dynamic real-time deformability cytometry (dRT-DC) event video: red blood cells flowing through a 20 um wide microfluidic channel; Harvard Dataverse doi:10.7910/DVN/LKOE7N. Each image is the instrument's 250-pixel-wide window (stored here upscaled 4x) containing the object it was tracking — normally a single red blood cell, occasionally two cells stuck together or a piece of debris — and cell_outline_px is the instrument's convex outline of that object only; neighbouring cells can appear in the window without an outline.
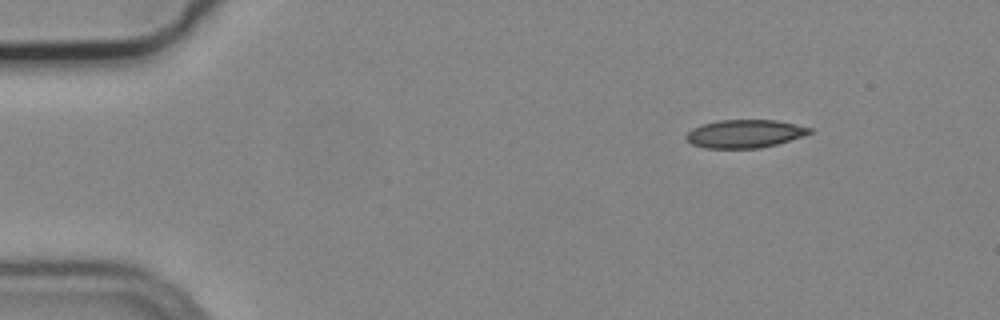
{"species": "common noctule bat (a hibernating species)", "species_latin": "Nyctalus noctula", "temperature_condition": "cold", "stored_images_in_passage": 5, "camera_frame_rate_fps": 3000, "um_per_image_px": 0.085, "animal": {"sex": "male", "body_mass_g": 19.2, "forearm_length_mm": 51.8}, "frame": {"image": 1, "passage_image": 1, "time_ms": 0.0, "image_size_px": [1000, 320], "cell_outline_px": [[812, 132], [776, 144], [760, 148], [704, 148], [692, 144], [684, 136], [692, 128], [704, 124], [720, 120], [776, 120], [812, 128]], "centroid_in_image_um": [63.26, 11.37], "position_along_channel_um": 21.7, "area_um2": 19.94}}
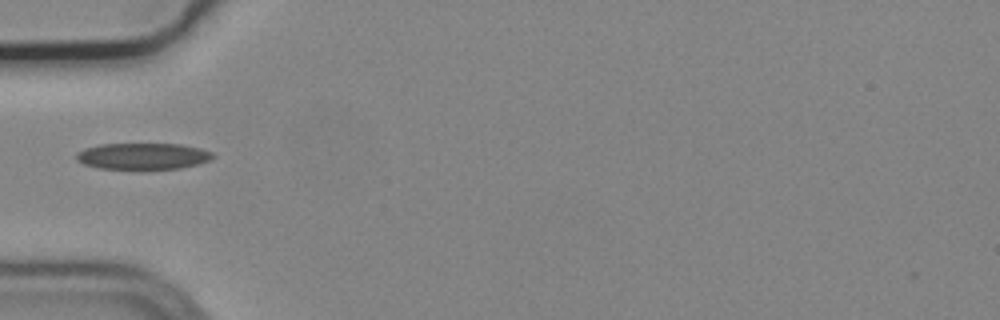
{"frame": {"image": 2, "passage_image": 4, "time_ms": 1.0, "image_size_px": [1000, 320], "cell_outline_px": [[216, 156], [208, 160], [196, 164], [180, 168], [144, 172], [140, 172], [96, 168], [84, 164], [76, 160], [76, 152], [84, 148], [100, 144], [180, 144], [200, 148], [212, 152]], "centroid_in_image_um": [12.09, 13.32], "position_along_channel_um": 72.9, "area_um2": 22.02}}
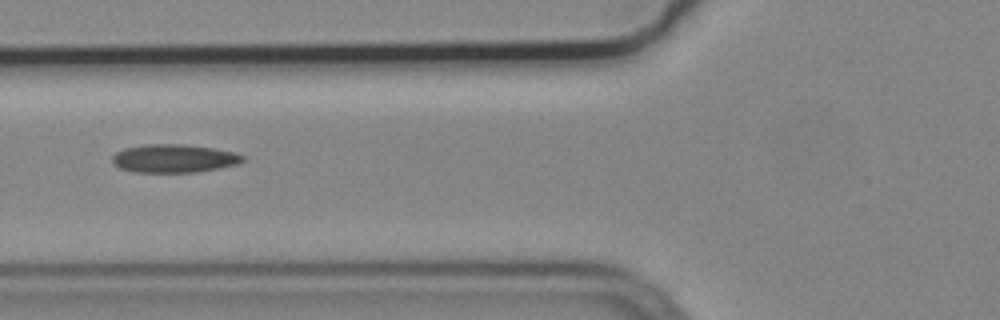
{"frame": {"image": 3, "passage_image": 5, "time_ms": 1.333, "image_size_px": [1000, 320], "cell_outline_px": [[244, 160], [236, 164], [220, 168], [196, 172], [136, 172], [120, 168], [112, 164], [112, 156], [116, 152], [124, 148], [144, 144], [180, 144], [212, 148], [232, 152], [244, 156]], "centroid_in_image_um": [14.74, 13.47], "position_along_channel_um": 111.1, "area_um2": 21.39}}